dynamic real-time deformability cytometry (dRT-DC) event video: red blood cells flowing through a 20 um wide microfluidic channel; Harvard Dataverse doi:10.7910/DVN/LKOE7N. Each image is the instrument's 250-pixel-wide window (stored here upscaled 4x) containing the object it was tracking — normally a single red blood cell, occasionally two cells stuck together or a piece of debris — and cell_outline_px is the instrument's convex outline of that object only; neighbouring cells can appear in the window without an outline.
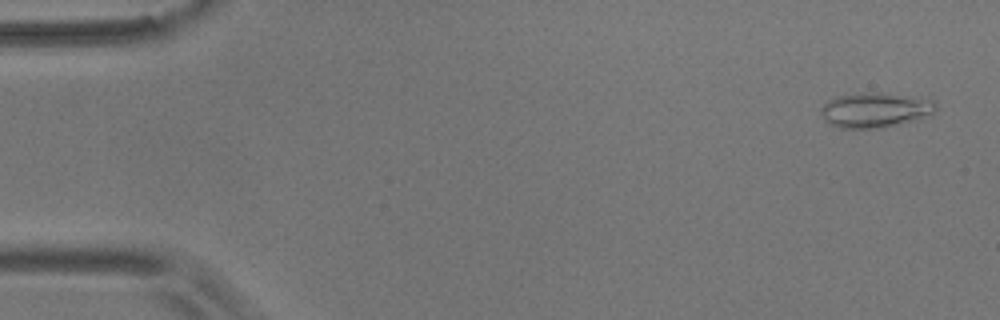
{"species": "common noctule bat (a hibernating species)", "species_latin": "Nyctalus noctula", "temperature_condition": "room temperature", "stored_images_in_passage": 52, "camera_frame_rate_fps": 3000, "um_per_image_px": 0.085, "animal": {"sex": "male", "body_mass_g": 17.9}, "frame": {"image": 1, "passage_image": 3, "time_ms": 0.667, "image_size_px": [1000, 320], "cell_outline_px": [[936, 108], [932, 112], [912, 120], [880, 128], [840, 128], [824, 120], [820, 112], [820, 108], [828, 100], [836, 96], [864, 92], [880, 92], [932, 100], [936, 104]], "centroid_in_image_um": [74.29, 9.34], "position_along_channel_um": 10.7, "area_um2": 22.95}}
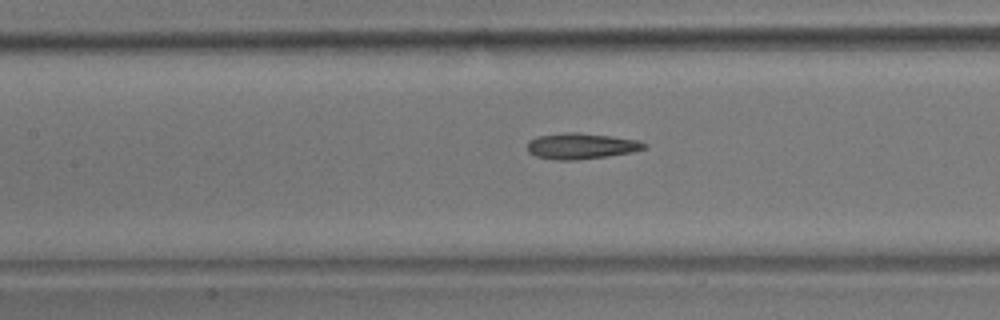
{"frame": {"image": 2, "passage_image": 25, "time_ms": 8.0, "image_size_px": [1000, 320], "cell_outline_px": [[648, 148], [632, 152], [608, 156], [576, 160], [556, 160], [536, 156], [528, 152], [528, 140], [536, 136], [564, 132], [576, 132], [612, 136], [640, 140], [648, 144]], "centroid_in_image_um": [49.43, 12.4], "position_along_channel_um": 158.0, "area_um2": 17.92}}
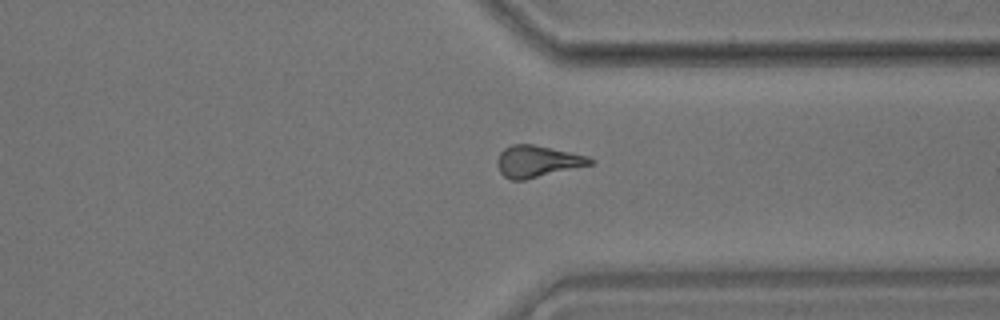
{"frame": {"image": 3, "passage_image": 42, "time_ms": 13.667, "image_size_px": [1000, 320], "cell_outline_px": [[596, 160], [592, 164], [524, 180], [512, 180], [504, 176], [500, 172], [496, 164], [496, 160], [500, 152], [504, 148], [512, 144], [532, 144], [588, 156]], "centroid_in_image_um": [45.65, 13.71], "position_along_channel_um": 365.8, "area_um2": 17.05}}